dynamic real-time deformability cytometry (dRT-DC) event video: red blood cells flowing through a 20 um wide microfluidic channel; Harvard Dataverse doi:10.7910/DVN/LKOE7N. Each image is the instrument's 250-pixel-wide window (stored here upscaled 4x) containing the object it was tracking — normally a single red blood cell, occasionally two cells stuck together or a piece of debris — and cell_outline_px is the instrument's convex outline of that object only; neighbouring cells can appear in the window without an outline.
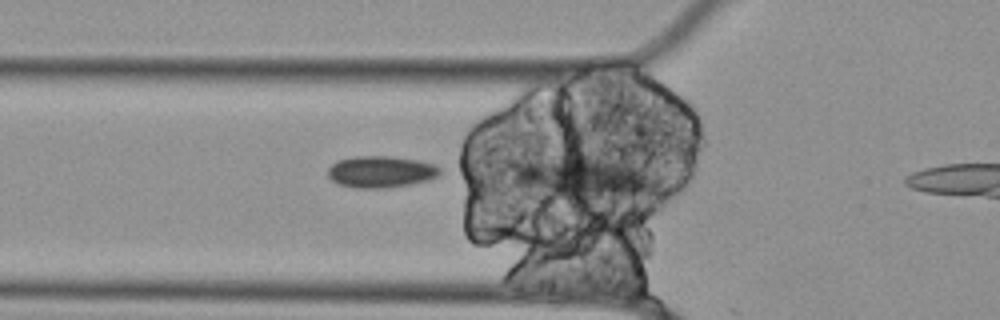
{"species": "Egyptian fruit bat (a non-hibernating species)", "species_latin": "Rousettus aegyptiacus", "temperature_condition": "cold", "stored_images_in_passage": 6, "camera_frame_rate_fps": 3000, "um_per_image_px": 0.085, "animal": {"sex": "female"}, "frame": {"image": 1, "passage_image": 5, "time_ms": 1.333, "image_size_px": [1000, 320], "cell_outline_px": [[440, 176], [428, 180], [408, 184], [380, 188], [360, 188], [340, 184], [332, 180], [328, 176], [328, 168], [336, 160], [352, 156], [392, 156], [416, 160], [432, 164], [440, 168]], "centroid_in_image_um": [32.35, 14.58], "position_along_channel_um": 93.4, "area_um2": 20.52}}